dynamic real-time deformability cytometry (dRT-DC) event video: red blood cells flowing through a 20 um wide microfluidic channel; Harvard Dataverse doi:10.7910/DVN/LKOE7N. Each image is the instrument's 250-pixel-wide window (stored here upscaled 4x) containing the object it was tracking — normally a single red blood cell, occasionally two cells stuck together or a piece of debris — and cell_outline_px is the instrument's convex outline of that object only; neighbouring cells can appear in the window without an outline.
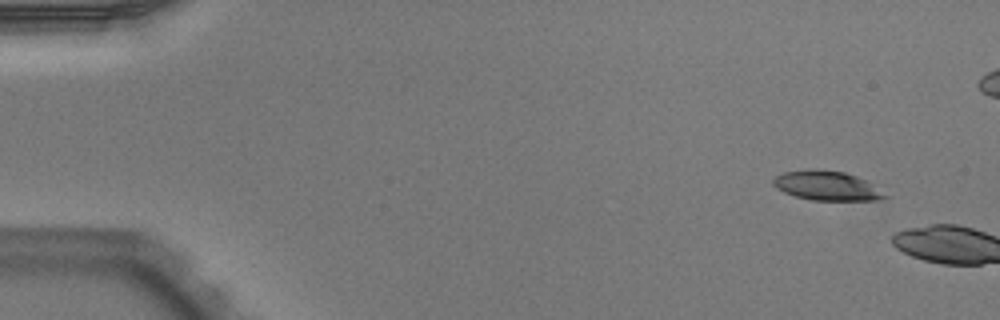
{"species": "Egyptian fruit bat (a non-hibernating species)", "species_latin": "Rousettus aegyptiacus", "temperature_condition": "warm", "stored_images_in_passage": 4, "camera_frame_rate_fps": 3000, "um_per_image_px": 0.085, "animal": {"sex": "male"}, "frame": {"image": 1, "passage_image": 1, "time_ms": 0.0, "image_size_px": [1000, 320], "cell_outline_px": [[888, 196], [876, 200], [812, 200], [796, 196], [784, 192], [776, 188], [772, 184], [772, 180], [776, 176], [784, 172], [812, 168], [816, 168], [844, 172], [856, 176], [864, 180]], "centroid_in_image_um": [70.21, 15.77], "position_along_channel_um": 14.8, "area_um2": 18.9}}